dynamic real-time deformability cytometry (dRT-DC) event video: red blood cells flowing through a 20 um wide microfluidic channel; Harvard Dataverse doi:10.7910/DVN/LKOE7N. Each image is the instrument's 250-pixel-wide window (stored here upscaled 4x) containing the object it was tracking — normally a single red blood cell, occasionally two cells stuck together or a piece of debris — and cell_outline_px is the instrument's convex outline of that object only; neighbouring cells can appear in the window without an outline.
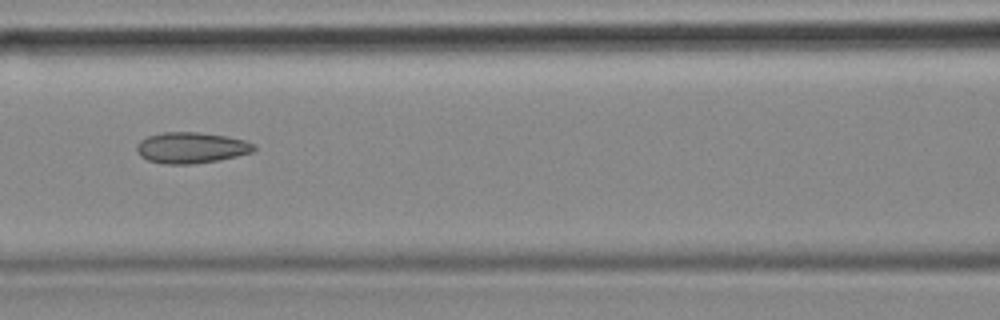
{"species": "common noctule bat (a hibernating species)", "species_latin": "Nyctalus noctula", "temperature_condition": "cold", "stored_images_in_passage": 33, "camera_frame_rate_fps": 3000, "um_per_image_px": 0.085, "animal": {"sex": "female", "body_mass_g": 18.4}, "frame": {"image": 1, "passage_image": 24, "time_ms": 7.667, "image_size_px": [1000, 320], "cell_outline_px": [[256, 148], [252, 152], [220, 160], [192, 164], [164, 164], [148, 160], [140, 156], [136, 152], [136, 144], [140, 140], [148, 136], [164, 132], [200, 132], [228, 136], [244, 140], [256, 144]], "centroid_in_image_um": [16.25, 12.55], "position_along_channel_um": 150.4, "area_um2": 21.39}}